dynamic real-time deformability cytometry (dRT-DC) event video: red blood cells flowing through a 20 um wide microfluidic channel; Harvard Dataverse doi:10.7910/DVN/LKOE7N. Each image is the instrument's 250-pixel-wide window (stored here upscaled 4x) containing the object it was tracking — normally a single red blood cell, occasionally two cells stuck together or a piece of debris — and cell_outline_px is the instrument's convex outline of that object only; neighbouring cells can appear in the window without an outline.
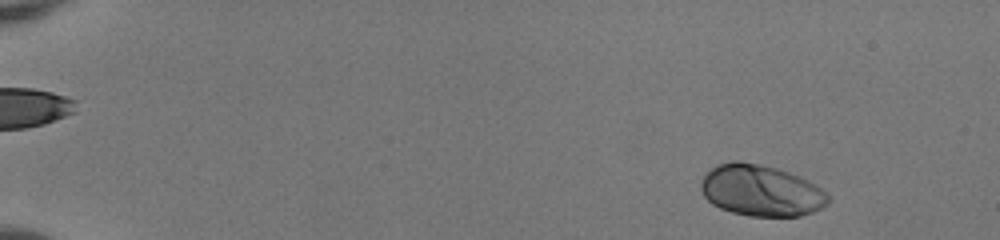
{"species": "human", "species_latin": "Homo sapiens", "temperature_condition": "room temperature", "stored_images_in_passage": 50, "camera_frame_rate_fps": 3000, "um_per_image_px": 0.085, "donor": {"sex": "female"}, "frame": {"image": 1, "passage_image": 3, "time_ms": 0.667, "image_size_px": [1000, 240], "cell_outline_px": [[832, 200], [828, 204], [812, 212], [800, 216], [748, 216], [732, 212], [720, 208], [712, 204], [704, 196], [700, 188], [700, 180], [716, 164], [732, 160], [740, 160], [760, 164], [776, 168], [800, 176], [816, 184]], "centroid_in_image_um": [64.67, 16.19], "position_along_channel_um": 20.3, "area_um2": 38.26}}
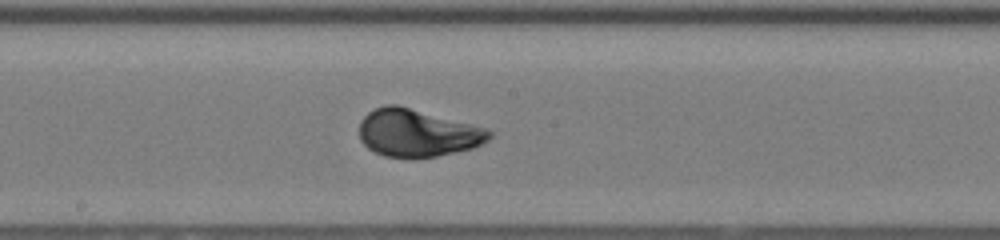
{"frame": {"image": 2, "passage_image": 28, "time_ms": 9.0, "image_size_px": [1000, 240], "cell_outline_px": [[492, 136], [488, 140], [472, 148], [436, 156], [384, 156], [368, 148], [360, 140], [360, 120], [368, 112], [384, 104], [396, 104], [488, 128], [492, 132]], "centroid_in_image_um": [35.48, 11.27], "position_along_channel_um": 212.7, "area_um2": 35.6}}
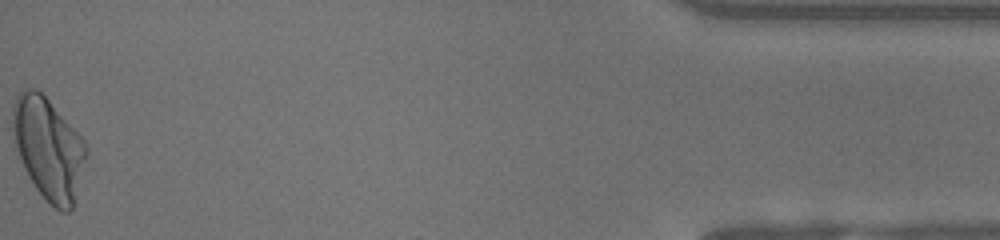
{"frame": {"image": 3, "passage_image": 50, "time_ms": 16.333, "image_size_px": [1000, 240], "cell_outline_px": [[88, 156], [72, 208], [68, 212], [60, 212], [48, 204], [36, 188], [28, 176], [20, 160], [16, 148], [12, 124], [12, 104], [16, 96], [20, 92], [28, 88], [36, 88], [48, 100], [88, 144]], "centroid_in_image_um": [4.12, 12.65], "position_along_channel_um": 431.1, "area_um2": 43.7}, "authors_computed_cell_mechanics": {"area_um2": 36.5296, "velocity_mm_per_s": 4.0287, "shape_relaxation_time_tau1_ms": 2.5052, "shape_relaxation_time_tau2_ms": null, "deformation_change_tau1": 0.169, "deformation_change_tau2": null}}